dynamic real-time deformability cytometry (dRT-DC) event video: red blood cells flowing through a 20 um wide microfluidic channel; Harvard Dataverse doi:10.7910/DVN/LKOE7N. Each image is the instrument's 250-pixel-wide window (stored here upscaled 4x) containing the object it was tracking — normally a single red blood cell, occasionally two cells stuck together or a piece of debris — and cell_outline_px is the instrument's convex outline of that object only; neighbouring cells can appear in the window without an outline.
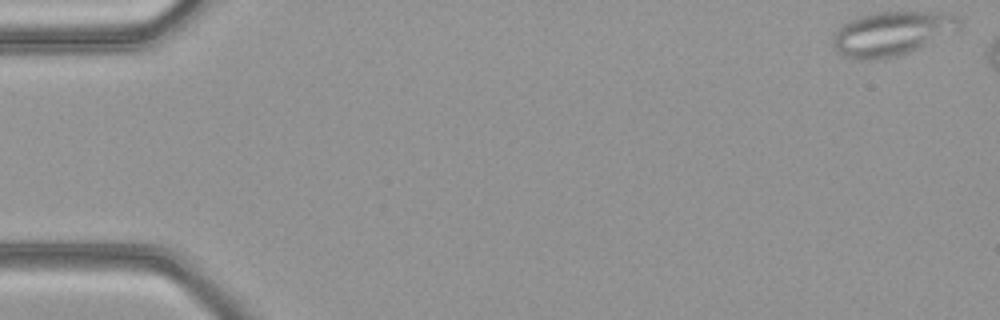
{"species": "common noctule bat (a hibernating species)", "species_latin": "Nyctalus noctula", "temperature_condition": "warm", "stored_images_in_passage": 44, "camera_frame_rate_fps": 3000, "um_per_image_px": 0.085, "animal": {"sex": "female", "body_mass_g": 21.9}, "frame": {"image": 1, "passage_image": 1, "time_ms": 0.0, "image_size_px": [1000, 320], "cell_outline_px": [[960, 28], [956, 32], [900, 56], [880, 60], [856, 60], [840, 56], [836, 52], [832, 44], [832, 36], [848, 20], [856, 16], [876, 12], [940, 12], [960, 16]], "centroid_in_image_um": [75.78, 2.87], "position_along_channel_um": 9.2, "area_um2": 33.23}, "authors_computed_cell_mechanics": {"area_um2": 26.588, "velocity_mm_per_s": 4.1163, "shape_relaxation_time_tau1_ms": null, "shape_relaxation_time_tau2_ms": 2.675, "deformation_change_tau1": null, "deformation_change_tau2": 0.1004}}